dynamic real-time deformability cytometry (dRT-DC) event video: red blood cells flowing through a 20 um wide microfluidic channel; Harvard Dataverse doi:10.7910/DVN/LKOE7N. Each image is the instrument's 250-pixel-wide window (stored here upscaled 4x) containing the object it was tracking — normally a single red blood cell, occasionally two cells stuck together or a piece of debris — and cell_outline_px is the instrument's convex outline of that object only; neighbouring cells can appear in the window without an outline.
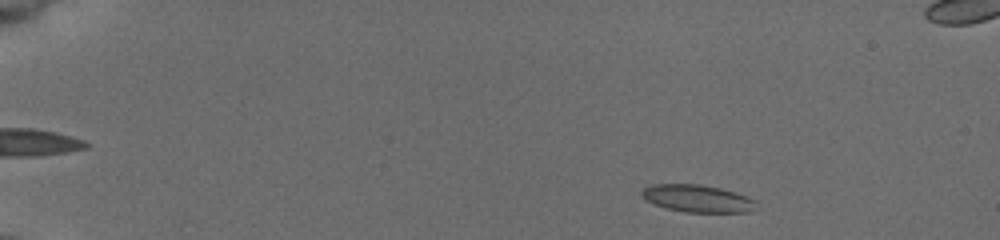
{"species": "common noctule bat (a hibernating species)", "species_latin": "Nyctalus noctula", "temperature_condition": "cold", "stored_images_in_passage": 51, "segment_of_instrument_passage": [1, 2], "camera_frame_rate_fps": 3000, "um_per_image_px": 0.085, "animal": {"sex": "female", "body_mass_g": 19.5, "forearm_length_mm": 54.1}, "frame": {"image": 1, "passage_image": 4, "time_ms": 1.0, "image_size_px": [1000, 240], "cell_outline_px": [[756, 200], [748, 212], [684, 212], [668, 208], [644, 200], [640, 192], [644, 188], [656, 184], [696, 184], [720, 188]], "centroid_in_image_um": [59.2, 16.87], "position_along_channel_um": 25.8, "area_um2": 17.74}}
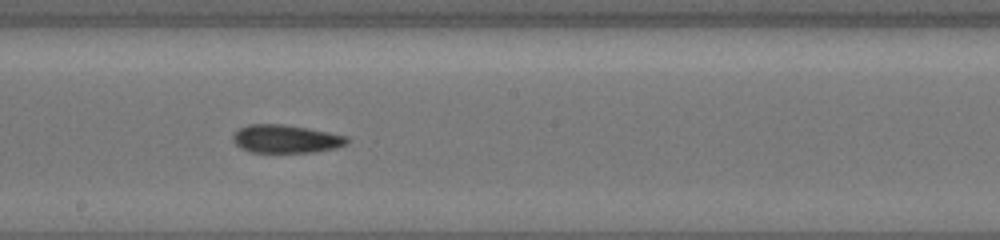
{"frame": {"image": 2, "passage_image": 28, "time_ms": 9.0, "image_size_px": [1000, 240], "cell_outline_px": [[348, 144], [336, 148], [312, 152], [252, 152], [240, 148], [232, 140], [232, 136], [240, 128], [248, 124], [284, 124], [308, 128], [348, 136]], "centroid_in_image_um": [24.31, 11.8], "position_along_channel_um": 223.9, "area_um2": 18.73}}
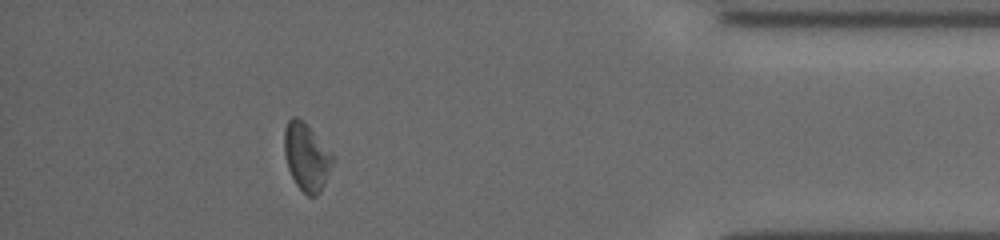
{"frame": {"image": 3, "passage_image": 45, "time_ms": 14.667, "image_size_px": [1000, 240], "cell_outline_px": [[332, 164], [324, 184], [320, 192], [316, 196], [308, 196], [296, 184], [288, 168], [284, 152], [284, 128], [288, 120], [292, 116], [296, 116], [312, 132], [332, 156]], "centroid_in_image_um": [26.0, 13.37], "position_along_channel_um": 409.2, "area_um2": 18.21}}